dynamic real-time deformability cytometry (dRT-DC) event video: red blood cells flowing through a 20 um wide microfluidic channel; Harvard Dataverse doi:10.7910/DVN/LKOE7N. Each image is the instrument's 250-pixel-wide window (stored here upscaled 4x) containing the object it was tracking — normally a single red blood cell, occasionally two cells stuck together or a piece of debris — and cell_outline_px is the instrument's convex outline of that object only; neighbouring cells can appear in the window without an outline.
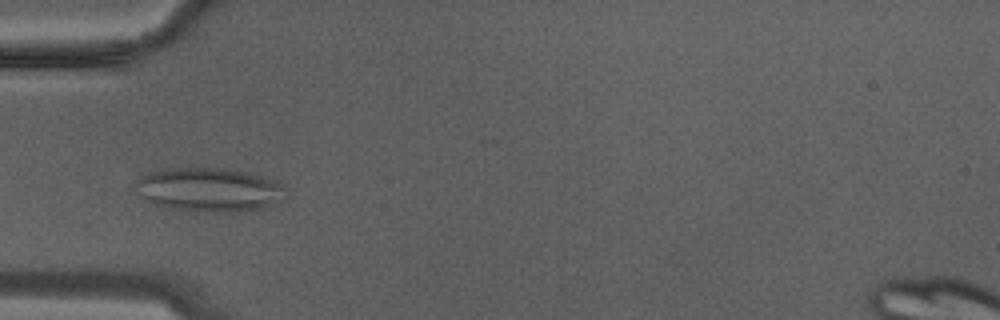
{"species": "Egyptian fruit bat (a non-hibernating species)", "species_latin": "Rousettus aegyptiacus", "temperature_condition": "warm", "stored_images_in_passage": 13, "camera_frame_rate_fps": 3000, "um_per_image_px": 0.085, "animal": {"sex": "male"}, "frame": {"image": 1, "passage_image": 10, "time_ms": 3.0, "image_size_px": [1000, 320], "cell_outline_px": [[288, 192], [284, 200], [264, 208], [244, 212], [196, 212], [156, 204], [148, 200], [136, 192], [132, 188], [136, 180], [140, 176], [148, 172], [164, 168], [224, 168], [248, 172], [260, 176], [280, 184], [288, 188]], "centroid_in_image_um": [17.79, 16.13], "position_along_channel_um": 67.2, "area_um2": 38.96}}